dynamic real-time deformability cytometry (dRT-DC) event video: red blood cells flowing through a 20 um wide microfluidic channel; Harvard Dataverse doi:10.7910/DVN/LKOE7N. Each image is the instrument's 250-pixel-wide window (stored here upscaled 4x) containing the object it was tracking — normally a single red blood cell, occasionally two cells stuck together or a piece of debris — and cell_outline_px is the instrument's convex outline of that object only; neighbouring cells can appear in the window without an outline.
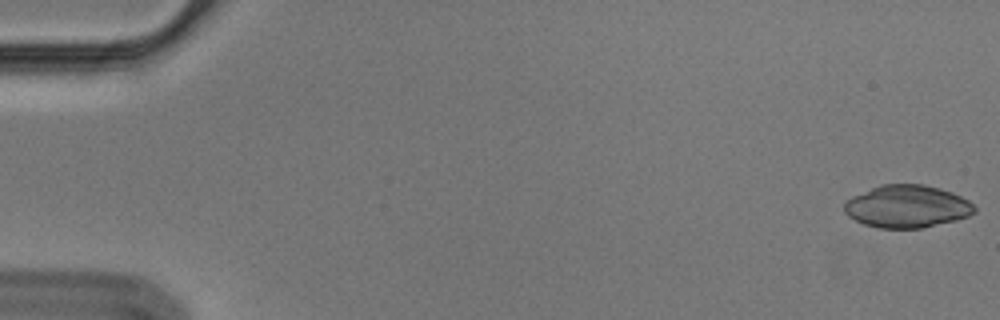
{"species": "Egyptian fruit bat (a non-hibernating species)", "species_latin": "Rousettus aegyptiacus", "temperature_condition": "cold", "stored_images_in_passage": 55, "camera_frame_rate_fps": 3000, "um_per_image_px": 0.085, "animal": {"sex": "male"}, "frame": {"image": 1, "passage_image": 1, "time_ms": 0.0, "image_size_px": [1000, 320], "cell_outline_px": [[976, 212], [968, 216], [956, 220], [924, 228], [876, 228], [864, 224], [848, 216], [844, 212], [844, 204], [852, 196], [880, 184], [924, 184], [940, 188], [952, 192], [968, 200], [976, 208]], "centroid_in_image_um": [77.1, 17.55], "position_along_channel_um": 7.9, "area_um2": 32.43}}
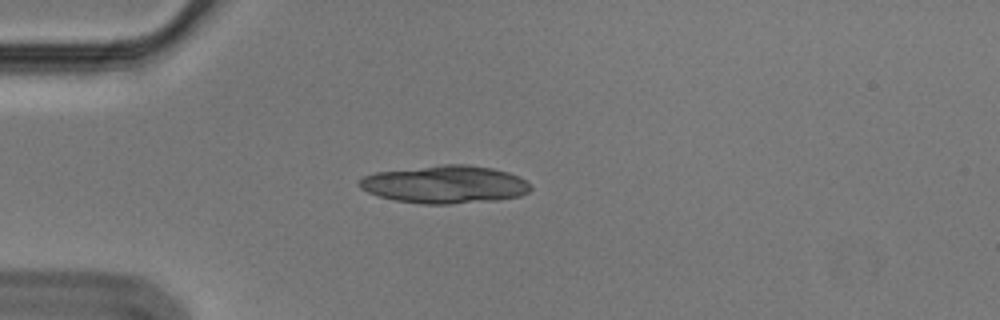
{"frame": {"image": 2, "passage_image": 15, "time_ms": 4.667, "image_size_px": [1000, 320], "cell_outline_px": [[532, 188], [528, 192], [520, 196], [500, 200], [452, 204], [420, 204], [396, 200], [380, 196], [368, 192], [360, 188], [356, 184], [364, 176], [376, 172], [440, 164], [468, 164], [492, 168], [508, 172], [520, 176], [532, 184]], "centroid_in_image_um": [37.87, 15.67], "position_along_channel_um": 47.1, "area_um2": 38.15}}